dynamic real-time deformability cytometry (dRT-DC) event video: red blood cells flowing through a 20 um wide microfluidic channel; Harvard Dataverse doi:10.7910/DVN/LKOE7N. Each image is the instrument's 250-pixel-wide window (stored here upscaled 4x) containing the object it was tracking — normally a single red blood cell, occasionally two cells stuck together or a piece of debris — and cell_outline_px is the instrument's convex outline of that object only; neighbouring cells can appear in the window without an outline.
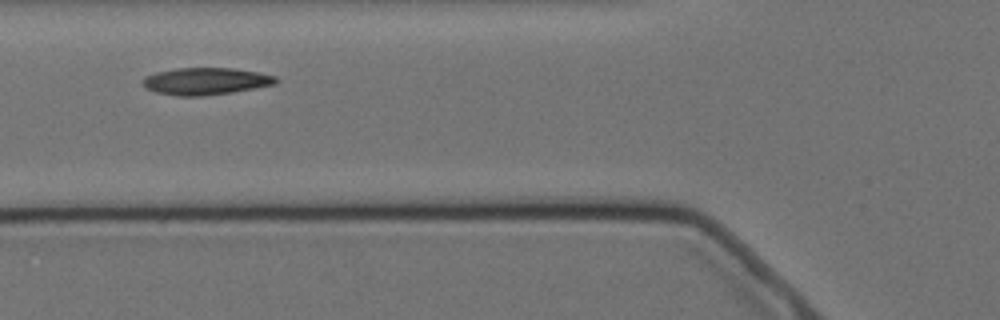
{"species": "Egyptian fruit bat (a non-hibernating species)", "species_latin": "Rousettus aegyptiacus", "temperature_condition": "cold", "stored_images_in_passage": 5, "camera_frame_rate_fps": 3000, "um_per_image_px": 0.085, "animal": {"sex": "female"}, "frame": {"image": 1, "passage_image": 3, "time_ms": 2.333, "image_size_px": [1000, 320], "cell_outline_px": [[280, 80], [276, 84], [232, 92], [200, 96], [180, 96], [156, 92], [144, 88], [144, 76], [156, 72], [176, 68], [232, 68], [256, 72], [276, 76]], "centroid_in_image_um": [17.49, 6.9], "position_along_channel_um": 108.3, "area_um2": 20.92}}
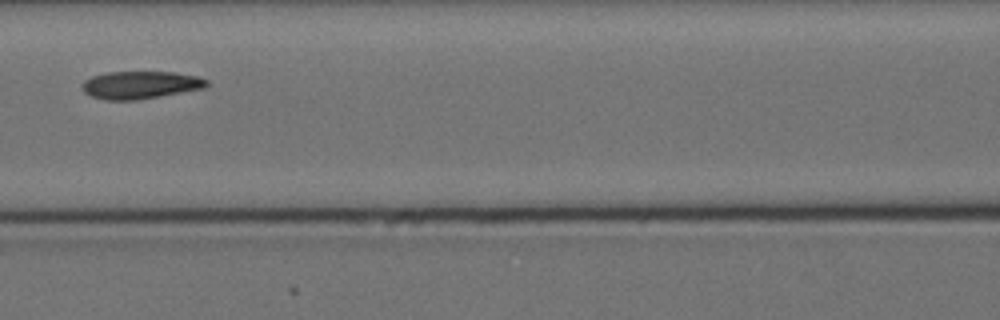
{"frame": {"image": 2, "passage_image": 4, "time_ms": 3.667, "image_size_px": [1000, 320], "cell_outline_px": [[208, 84], [204, 88], [140, 100], [104, 100], [92, 96], [84, 92], [80, 88], [84, 80], [92, 76], [108, 72], [172, 72], [196, 76], [208, 80]], "centroid_in_image_um": [11.9, 7.23], "position_along_channel_um": 154.7, "area_um2": 20.11}}
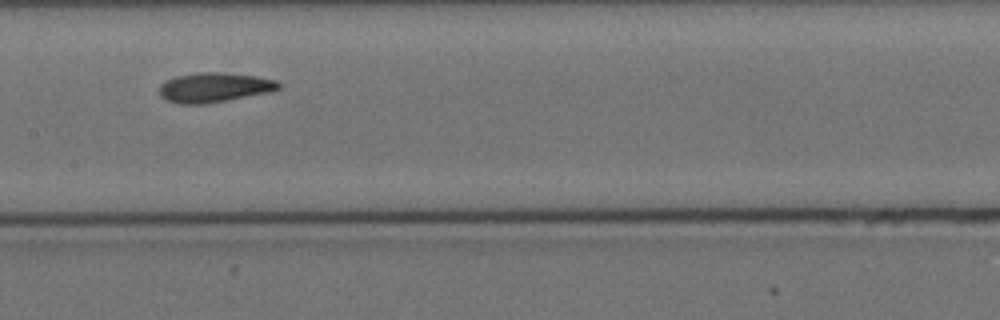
{"frame": {"image": 3, "passage_image": 5, "time_ms": 4.667, "image_size_px": [1000, 320], "cell_outline_px": [[280, 88], [268, 92], [204, 104], [180, 104], [168, 100], [160, 96], [160, 84], [164, 80], [176, 76], [200, 72], [228, 72], [256, 76], [276, 80], [280, 84]], "centroid_in_image_um": [18.18, 7.41], "position_along_channel_um": 189.2, "area_um2": 20.52}}